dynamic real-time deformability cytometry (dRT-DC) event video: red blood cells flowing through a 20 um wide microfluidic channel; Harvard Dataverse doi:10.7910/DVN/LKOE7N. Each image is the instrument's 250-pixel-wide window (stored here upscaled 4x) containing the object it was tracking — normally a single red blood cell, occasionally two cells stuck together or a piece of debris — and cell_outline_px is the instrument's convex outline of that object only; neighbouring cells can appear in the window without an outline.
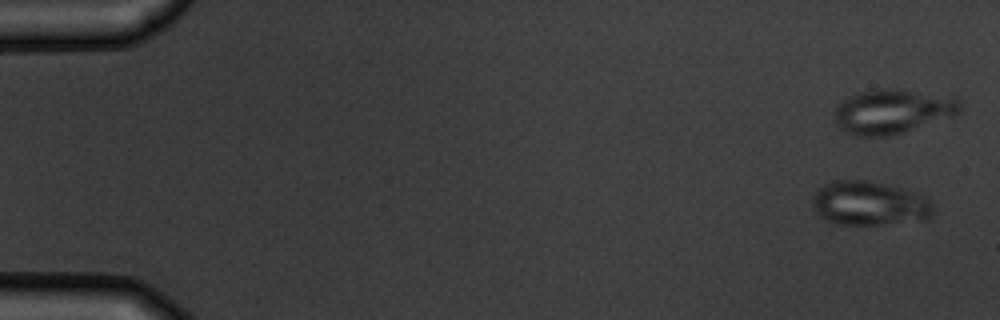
{"species": "common noctule bat (a hibernating species)", "species_latin": "Nyctalus noctula", "temperature_condition": "warm", "stored_images_in_passage": 5, "camera_frame_rate_fps": 3000, "um_per_image_px": 0.085, "animal": {"sex": "male", "body_mass_g": 19.5, "forearm_length_mm": 54.6}, "frame": {"image": 1, "passage_image": 1, "time_ms": 0.0, "image_size_px": [1000, 320], "cell_outline_px": [[932, 212], [924, 220], [880, 224], [836, 224], [820, 216], [812, 208], [812, 200], [816, 192], [820, 188], [836, 180], [864, 180], [904, 188], [924, 196], [932, 204]], "centroid_in_image_um": [73.88, 17.29], "position_along_channel_um": 11.1, "area_um2": 30.63}}